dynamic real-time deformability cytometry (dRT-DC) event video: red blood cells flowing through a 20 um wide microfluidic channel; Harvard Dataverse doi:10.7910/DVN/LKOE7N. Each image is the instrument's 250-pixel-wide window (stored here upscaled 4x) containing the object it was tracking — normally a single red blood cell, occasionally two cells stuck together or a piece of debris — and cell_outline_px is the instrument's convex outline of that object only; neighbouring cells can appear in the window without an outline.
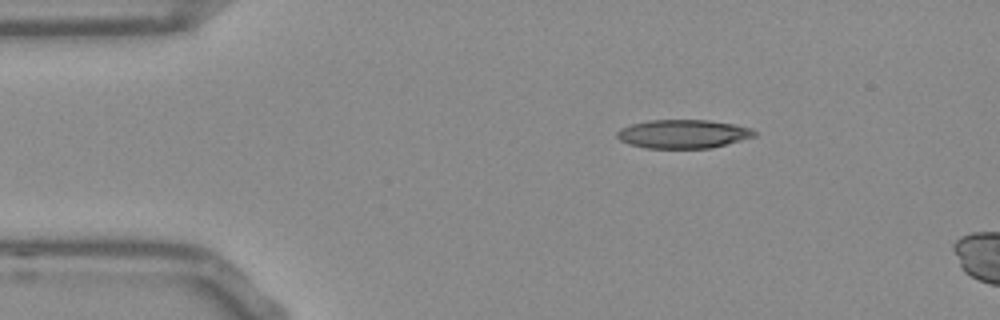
{"species": "Egyptian fruit bat (a non-hibernating species)", "species_latin": "Rousettus aegyptiacus", "temperature_condition": "room temperature", "stored_images_in_passage": 8, "camera_frame_rate_fps": 3000, "um_per_image_px": 0.085, "frame": {"image": 1, "passage_image": 1, "time_ms": 0.0, "image_size_px": [1000, 320], "cell_outline_px": [[756, 136], [712, 148], [644, 148], [628, 144], [620, 140], [616, 136], [616, 132], [620, 128], [632, 124], [648, 120], [708, 120], [736, 124], [752, 128], [756, 132]], "centroid_in_image_um": [58.07, 11.38], "position_along_channel_um": 26.9, "area_um2": 23.12}}